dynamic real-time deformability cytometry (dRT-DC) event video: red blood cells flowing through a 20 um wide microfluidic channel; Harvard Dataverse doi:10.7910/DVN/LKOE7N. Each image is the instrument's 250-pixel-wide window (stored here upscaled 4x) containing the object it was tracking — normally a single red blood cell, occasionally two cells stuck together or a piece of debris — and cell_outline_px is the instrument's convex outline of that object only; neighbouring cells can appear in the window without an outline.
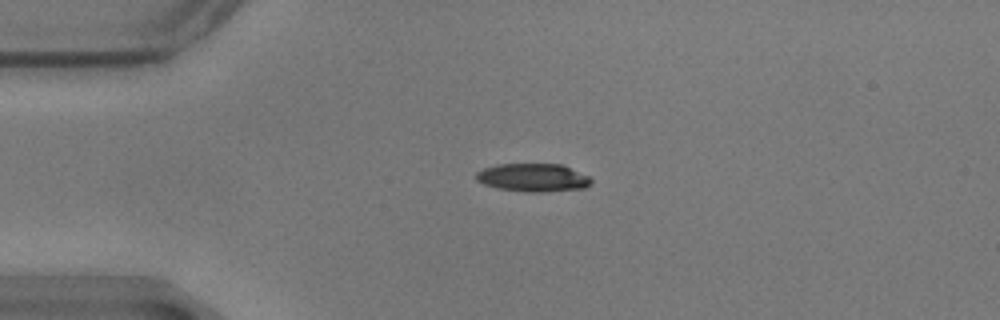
{"species": "common noctule bat (a hibernating species)", "species_latin": "Nyctalus noctula", "temperature_condition": "warm", "stored_images_in_passage": 45, "camera_frame_rate_fps": 3000, "um_per_image_px": 0.085, "animal": {"sex": "male", "body_mass_g": 17.9}, "frame": {"image": 1, "passage_image": 1, "time_ms": 0.0, "image_size_px": [1000, 320], "cell_outline_px": [[592, 180], [584, 188], [540, 192], [528, 192], [496, 188], [484, 184], [476, 180], [476, 172], [484, 168], [496, 164], [560, 164], [592, 176]], "centroid_in_image_um": [45.3, 15.09], "position_along_channel_um": 39.7, "area_um2": 18.9}}
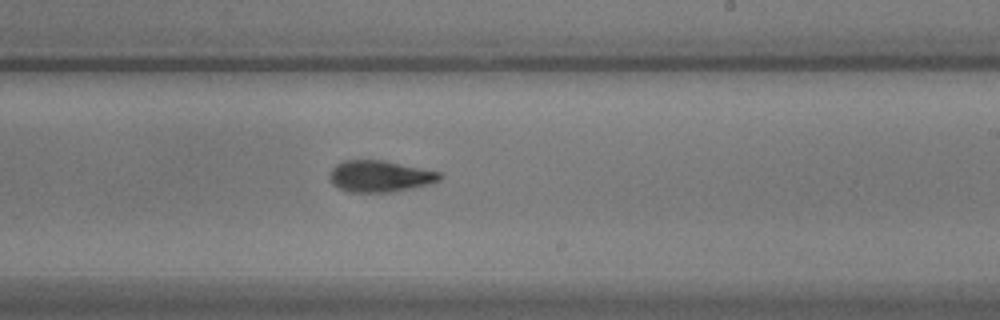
{"frame": {"image": 2, "passage_image": 22, "time_ms": 7.0, "image_size_px": [1000, 320], "cell_outline_px": [[444, 176], [440, 180], [428, 184], [392, 192], [348, 192], [332, 184], [328, 176], [332, 168], [336, 164], [344, 160], [384, 160], [440, 172]], "centroid_in_image_um": [32.27, 14.97], "position_along_channel_um": 256.7, "area_um2": 20.23}}
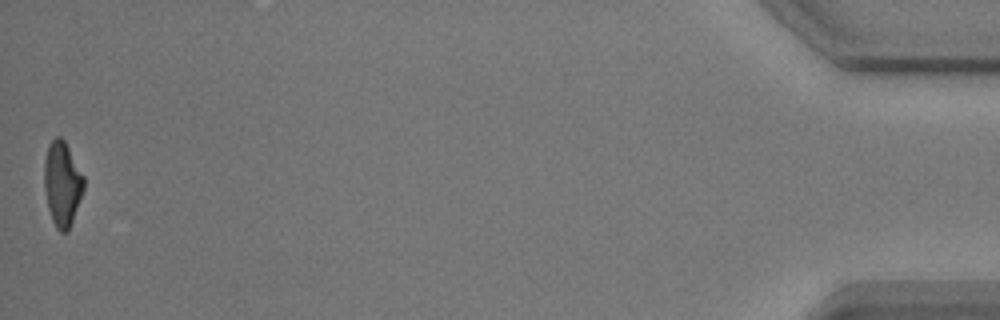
{"frame": {"image": 3, "passage_image": 45, "time_ms": 14.667, "image_size_px": [1000, 320], "cell_outline_px": [[84, 188], [68, 232], [60, 232], [56, 228], [52, 220], [48, 208], [44, 188], [44, 160], [48, 144], [56, 136], [60, 136], [64, 140], [84, 176]], "centroid_in_image_um": [5.27, 15.61], "position_along_channel_um": 429.9, "area_um2": 19.48}, "authors_computed_cell_mechanics": {"area_um2": 20.1722, "velocity_mm_per_s": 3.4958, "shape_relaxation_time_tau1_ms": 6.7103, "shape_relaxation_time_tau2_ms": 4.2809, "deformation_change_tau1": 0.2167, "deformation_change_tau2": 0.1225}}